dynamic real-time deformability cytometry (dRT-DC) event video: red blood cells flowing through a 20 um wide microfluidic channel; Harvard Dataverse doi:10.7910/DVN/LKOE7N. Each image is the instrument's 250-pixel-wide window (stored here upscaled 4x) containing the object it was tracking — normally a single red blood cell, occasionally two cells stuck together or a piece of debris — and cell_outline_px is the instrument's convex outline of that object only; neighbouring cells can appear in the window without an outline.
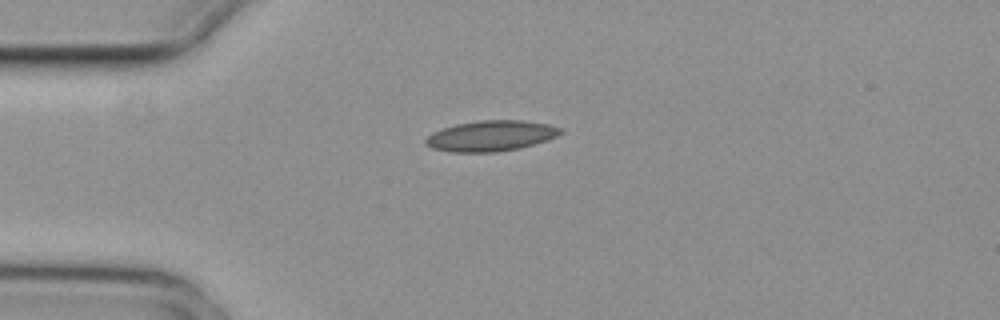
{"species": "common noctule bat (a hibernating species)", "species_latin": "Nyctalus noctula", "temperature_condition": "cold", "stored_images_in_passage": 6, "camera_frame_rate_fps": 3000, "um_per_image_px": 0.085, "animal": {"sex": "female", "body_mass_g": 29.2, "forearm_length_mm": 56.3}, "frame": {"image": 1, "passage_image": 6, "time_ms": 1.667, "image_size_px": [1000, 320], "cell_outline_px": [[564, 132], [548, 140], [520, 148], [496, 152], [448, 152], [432, 148], [424, 144], [424, 140], [432, 132], [456, 124], [480, 120], [520, 120], [548, 124], [564, 128]], "centroid_in_image_um": [41.74, 11.55], "position_along_channel_um": 43.3, "area_um2": 24.22}}